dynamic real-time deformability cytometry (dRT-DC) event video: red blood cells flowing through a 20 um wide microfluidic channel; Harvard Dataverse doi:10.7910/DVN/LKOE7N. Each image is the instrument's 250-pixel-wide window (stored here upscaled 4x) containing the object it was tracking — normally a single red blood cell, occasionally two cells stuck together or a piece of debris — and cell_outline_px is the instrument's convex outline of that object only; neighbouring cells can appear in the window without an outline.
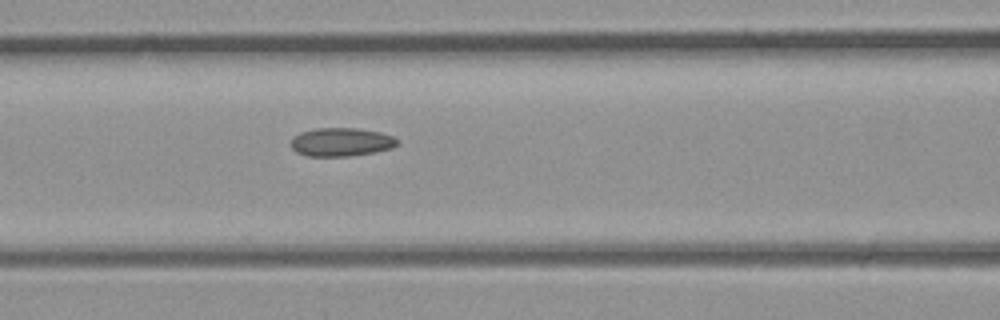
{"species": "common noctule bat (a hibernating species)", "species_latin": "Nyctalus noctula", "temperature_condition": "room temperature", "stored_images_in_passage": 3, "camera_frame_rate_fps": 3000, "um_per_image_px": 0.085, "animal": {"sex": "male", "body_mass_g": 23.1, "forearm_length_mm": 52.7}, "frame": {"image": 1, "passage_image": 3, "time_ms": 0.667, "image_size_px": [1000, 320], "cell_outline_px": [[400, 140], [392, 148], [376, 152], [348, 156], [304, 156], [296, 152], [292, 148], [292, 136], [300, 132], [316, 128], [356, 128], [380, 132], [392, 136]], "centroid_in_image_um": [28.99, 12.07], "position_along_channel_um": 137.6, "area_um2": 17.74}}